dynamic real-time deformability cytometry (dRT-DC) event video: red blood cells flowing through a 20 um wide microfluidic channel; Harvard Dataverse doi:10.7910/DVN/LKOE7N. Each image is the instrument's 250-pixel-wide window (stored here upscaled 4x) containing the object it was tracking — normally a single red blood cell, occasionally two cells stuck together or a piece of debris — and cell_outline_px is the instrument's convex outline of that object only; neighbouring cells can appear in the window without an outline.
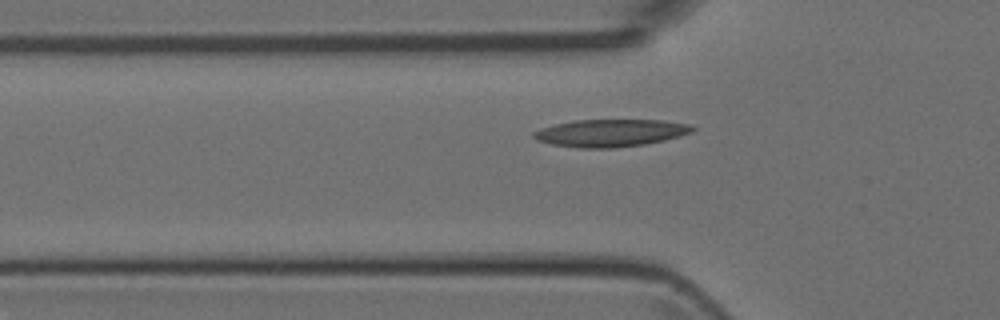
{"species": "Egyptian fruit bat (a non-hibernating species)", "species_latin": "Rousettus aegyptiacus", "temperature_condition": "room temperature", "stored_images_in_passage": 37, "camera_frame_rate_fps": 3000, "um_per_image_px": 0.085, "animal": {"sex": "female"}, "frame": {"image": 1, "passage_image": 9, "time_ms": 2.667, "image_size_px": [1000, 320], "cell_outline_px": [[696, 128], [692, 132], [680, 136], [664, 140], [644, 144], [616, 148], [580, 148], [552, 144], [536, 140], [532, 136], [532, 132], [540, 128], [556, 124], [576, 120], [664, 120], [692, 124]], "centroid_in_image_um": [51.91, 11.3], "position_along_channel_um": 73.9, "area_um2": 25.49}}
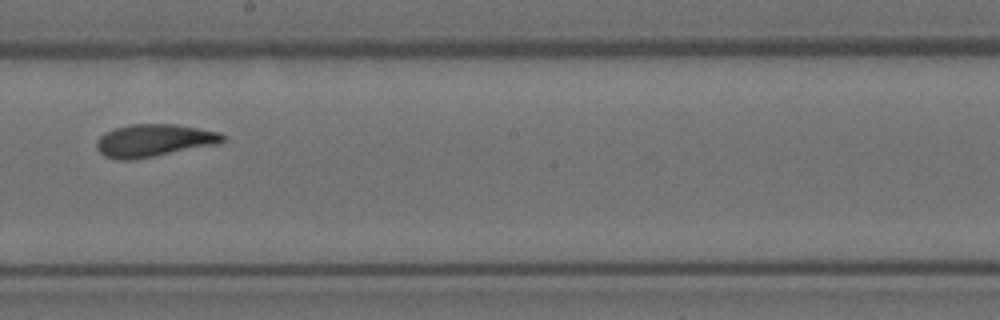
{"frame": {"image": 2, "passage_image": 21, "time_ms": 6.667, "image_size_px": [1000, 320], "cell_outline_px": [[224, 140], [216, 144], [132, 160], [116, 160], [104, 156], [96, 148], [96, 140], [104, 132], [128, 124], [176, 124], [220, 132], [224, 136]], "centroid_in_image_um": [13.02, 11.93], "position_along_channel_um": 235.2, "area_um2": 23.81}}
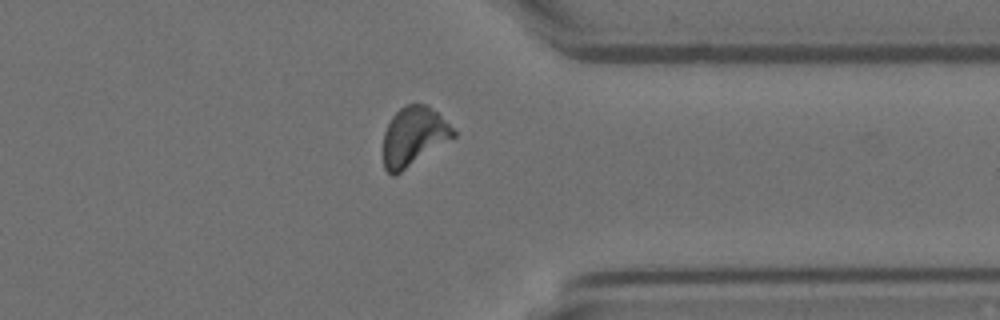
{"frame": {"image": 3, "passage_image": 32, "time_ms": 10.333, "image_size_px": [1000, 320], "cell_outline_px": [[456, 136], [396, 176], [392, 176], [384, 168], [384, 132], [392, 116], [404, 104], [428, 104], [456, 132]], "centroid_in_image_um": [35.15, 11.61], "position_along_channel_um": 376.3, "area_um2": 24.04}}